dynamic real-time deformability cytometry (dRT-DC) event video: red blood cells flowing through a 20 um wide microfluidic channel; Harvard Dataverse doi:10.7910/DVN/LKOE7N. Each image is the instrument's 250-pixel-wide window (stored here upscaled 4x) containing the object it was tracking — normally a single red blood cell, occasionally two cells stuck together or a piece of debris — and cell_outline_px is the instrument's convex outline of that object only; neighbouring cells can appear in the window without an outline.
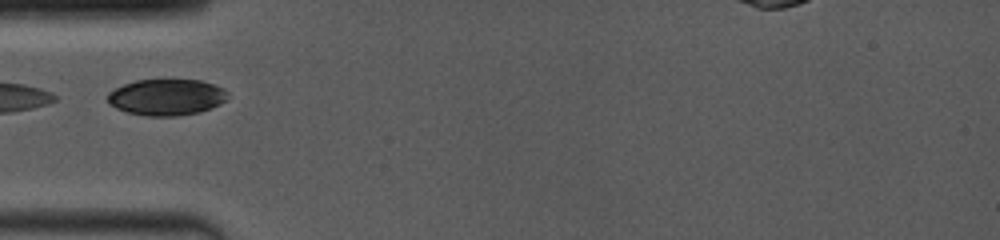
{"species": "common noctule bat (a hibernating species)", "species_latin": "Nyctalus noctula", "temperature_condition": "room temperature", "stored_images_in_passage": 25, "camera_frame_rate_fps": 4000, "um_per_image_px": 0.085, "animal": {"sex": "female", "body_mass_g": 19.0, "forearm_length_mm": 53.3}, "frame": {"image": 1, "passage_image": 1, "time_ms": 0.0, "image_size_px": [1000, 240], "cell_outline_px": [[228, 100], [212, 108], [200, 112], [176, 116], [144, 116], [128, 112], [116, 108], [108, 104], [108, 92], [124, 84], [136, 80], [200, 80], [224, 88], [228, 92]], "centroid_in_image_um": [14.18, 8.27], "position_along_channel_um": 70.8, "area_um2": 25.55}}